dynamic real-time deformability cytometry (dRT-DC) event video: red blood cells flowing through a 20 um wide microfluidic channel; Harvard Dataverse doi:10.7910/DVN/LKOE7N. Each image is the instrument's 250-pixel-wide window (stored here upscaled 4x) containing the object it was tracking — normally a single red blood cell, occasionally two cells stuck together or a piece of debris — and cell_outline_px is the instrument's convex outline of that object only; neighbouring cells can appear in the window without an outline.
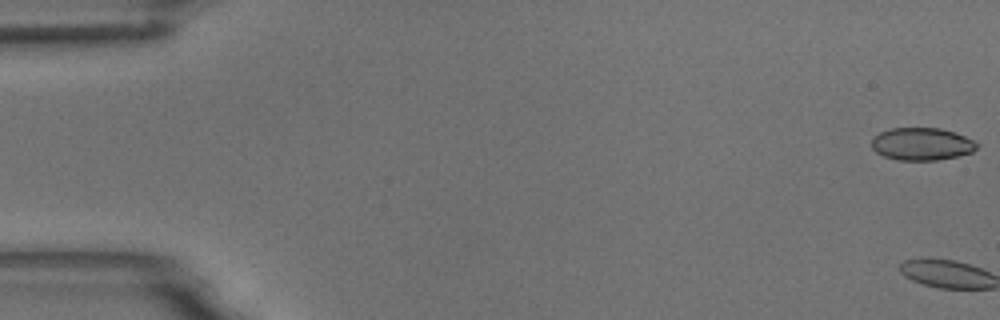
{"species": "common noctule bat (a hibernating species)", "species_latin": "Nyctalus noctula", "temperature_condition": "room temperature", "stored_images_in_passage": 5, "camera_frame_rate_fps": 3000, "um_per_image_px": 0.085, "animal": {"sex": "male", "body_mass_g": 18.8}, "frame": {"image": 1, "passage_image": 1, "time_ms": 0.0, "image_size_px": [1000, 320], "cell_outline_px": [[980, 144], [972, 152], [956, 156], [936, 160], [900, 160], [884, 156], [876, 152], [872, 148], [872, 140], [880, 132], [892, 128], [940, 128], [956, 132], [976, 140]], "centroid_in_image_um": [78.4, 12.23], "position_along_channel_um": 6.6, "area_um2": 20.0}}